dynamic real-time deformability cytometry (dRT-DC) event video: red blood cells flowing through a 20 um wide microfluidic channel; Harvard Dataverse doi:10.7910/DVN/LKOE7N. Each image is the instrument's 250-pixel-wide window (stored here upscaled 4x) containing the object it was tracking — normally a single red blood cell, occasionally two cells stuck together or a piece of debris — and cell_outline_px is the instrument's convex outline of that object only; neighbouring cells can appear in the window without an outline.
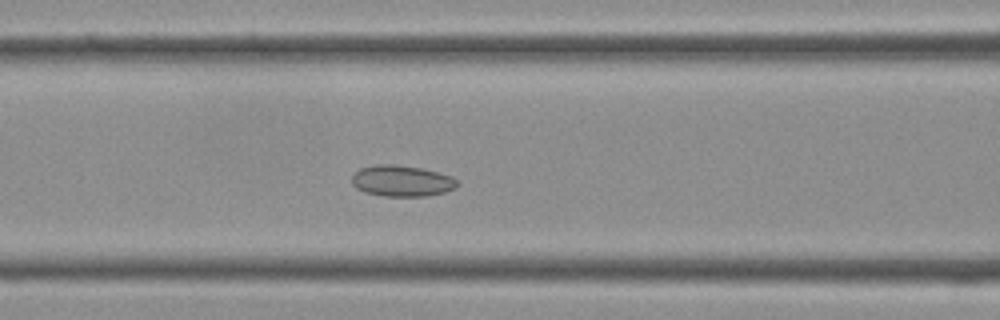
{"species": "Egyptian fruit bat (a non-hibernating species)", "species_latin": "Rousettus aegyptiacus", "temperature_condition": "cold", "stored_images_in_passage": 40, "camera_frame_rate_fps": 3000, "um_per_image_px": 0.085, "frame": {"image": 1, "passage_image": 15, "time_ms": 4.667, "image_size_px": [1000, 320], "cell_outline_px": [[456, 188], [444, 192], [428, 196], [384, 196], [364, 192], [356, 188], [352, 184], [352, 176], [360, 168], [376, 164], [392, 164], [420, 168], [452, 176], [456, 180]], "centroid_in_image_um": [34.12, 15.38], "position_along_channel_um": 132.5, "area_um2": 19.02}}
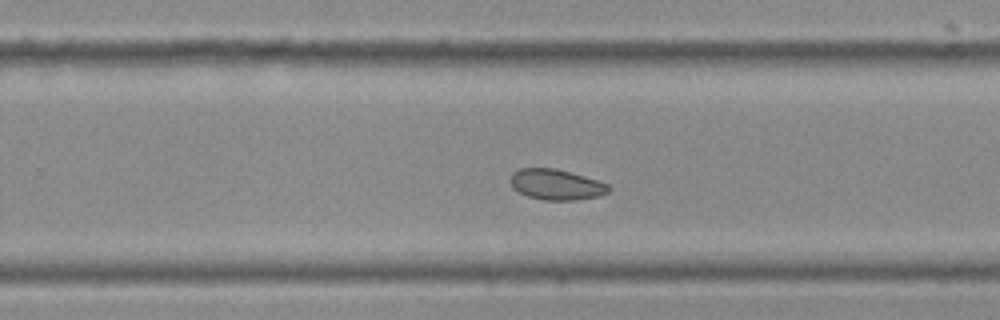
{"frame": {"image": 2, "passage_image": 24, "time_ms": 7.667, "image_size_px": [1000, 320], "cell_outline_px": [[612, 188], [608, 192], [600, 196], [576, 200], [544, 200], [528, 196], [512, 188], [508, 180], [512, 172], [520, 168], [552, 168], [584, 176], [608, 184]], "centroid_in_image_um": [47.25, 15.69], "position_along_channel_um": 282.6, "area_um2": 17.57}}
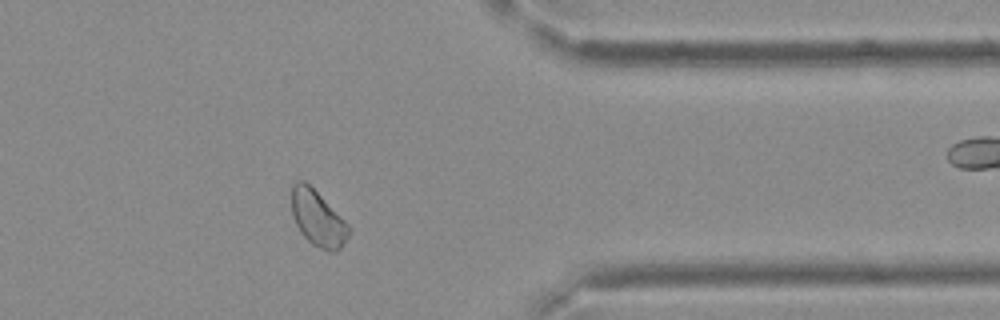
{"frame": {"image": 3, "passage_image": 31, "time_ms": 10.0, "image_size_px": [1000, 320], "cell_outline_px": [[352, 228], [348, 236], [340, 248], [336, 252], [328, 252], [312, 244], [300, 232], [296, 224], [292, 212], [292, 184], [296, 180], [304, 180]], "centroid_in_image_um": [27.01, 18.59], "position_along_channel_um": 384.4, "area_um2": 18.26}}